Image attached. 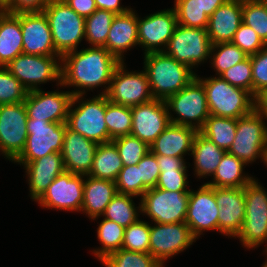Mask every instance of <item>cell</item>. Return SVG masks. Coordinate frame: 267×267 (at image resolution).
Returning <instances> with one entry per match:
<instances>
[{
  "label": "cell",
  "mask_w": 267,
  "mask_h": 267,
  "mask_svg": "<svg viewBox=\"0 0 267 267\" xmlns=\"http://www.w3.org/2000/svg\"><path fill=\"white\" fill-rule=\"evenodd\" d=\"M254 110L267 118V89L254 96Z\"/></svg>",
  "instance_id": "cell-55"
},
{
  "label": "cell",
  "mask_w": 267,
  "mask_h": 267,
  "mask_svg": "<svg viewBox=\"0 0 267 267\" xmlns=\"http://www.w3.org/2000/svg\"><path fill=\"white\" fill-rule=\"evenodd\" d=\"M237 128V119L210 115L199 132L226 152L230 149Z\"/></svg>",
  "instance_id": "cell-33"
},
{
  "label": "cell",
  "mask_w": 267,
  "mask_h": 267,
  "mask_svg": "<svg viewBox=\"0 0 267 267\" xmlns=\"http://www.w3.org/2000/svg\"><path fill=\"white\" fill-rule=\"evenodd\" d=\"M112 142L117 147L123 166L137 165L150 150L145 142L132 135L117 137Z\"/></svg>",
  "instance_id": "cell-42"
},
{
  "label": "cell",
  "mask_w": 267,
  "mask_h": 267,
  "mask_svg": "<svg viewBox=\"0 0 267 267\" xmlns=\"http://www.w3.org/2000/svg\"><path fill=\"white\" fill-rule=\"evenodd\" d=\"M257 181L253 179L243 187L245 220L236 236L248 249L267 242V192Z\"/></svg>",
  "instance_id": "cell-6"
},
{
  "label": "cell",
  "mask_w": 267,
  "mask_h": 267,
  "mask_svg": "<svg viewBox=\"0 0 267 267\" xmlns=\"http://www.w3.org/2000/svg\"><path fill=\"white\" fill-rule=\"evenodd\" d=\"M114 181L94 178L87 175L84 181V193L81 211L91 219H98L103 215L107 205L117 194Z\"/></svg>",
  "instance_id": "cell-28"
},
{
  "label": "cell",
  "mask_w": 267,
  "mask_h": 267,
  "mask_svg": "<svg viewBox=\"0 0 267 267\" xmlns=\"http://www.w3.org/2000/svg\"><path fill=\"white\" fill-rule=\"evenodd\" d=\"M73 95L70 91H28L24 101L27 117L50 123H66Z\"/></svg>",
  "instance_id": "cell-17"
},
{
  "label": "cell",
  "mask_w": 267,
  "mask_h": 267,
  "mask_svg": "<svg viewBox=\"0 0 267 267\" xmlns=\"http://www.w3.org/2000/svg\"><path fill=\"white\" fill-rule=\"evenodd\" d=\"M105 267H163L150 253L120 249L101 261Z\"/></svg>",
  "instance_id": "cell-41"
},
{
  "label": "cell",
  "mask_w": 267,
  "mask_h": 267,
  "mask_svg": "<svg viewBox=\"0 0 267 267\" xmlns=\"http://www.w3.org/2000/svg\"><path fill=\"white\" fill-rule=\"evenodd\" d=\"M98 143L71 130L66 124L61 151L65 171L87 176L92 168Z\"/></svg>",
  "instance_id": "cell-23"
},
{
  "label": "cell",
  "mask_w": 267,
  "mask_h": 267,
  "mask_svg": "<svg viewBox=\"0 0 267 267\" xmlns=\"http://www.w3.org/2000/svg\"><path fill=\"white\" fill-rule=\"evenodd\" d=\"M23 53L61 56L54 47L53 38L44 12L20 13Z\"/></svg>",
  "instance_id": "cell-21"
},
{
  "label": "cell",
  "mask_w": 267,
  "mask_h": 267,
  "mask_svg": "<svg viewBox=\"0 0 267 267\" xmlns=\"http://www.w3.org/2000/svg\"><path fill=\"white\" fill-rule=\"evenodd\" d=\"M227 0H201L202 10L210 17L212 13Z\"/></svg>",
  "instance_id": "cell-56"
},
{
  "label": "cell",
  "mask_w": 267,
  "mask_h": 267,
  "mask_svg": "<svg viewBox=\"0 0 267 267\" xmlns=\"http://www.w3.org/2000/svg\"><path fill=\"white\" fill-rule=\"evenodd\" d=\"M244 165L246 164L242 160L225 152L213 174V181L206 184L211 187L243 188L254 179L242 175Z\"/></svg>",
  "instance_id": "cell-31"
},
{
  "label": "cell",
  "mask_w": 267,
  "mask_h": 267,
  "mask_svg": "<svg viewBox=\"0 0 267 267\" xmlns=\"http://www.w3.org/2000/svg\"><path fill=\"white\" fill-rule=\"evenodd\" d=\"M124 62L115 69L107 93V99L117 105L137 106L152 101L146 72H127Z\"/></svg>",
  "instance_id": "cell-13"
},
{
  "label": "cell",
  "mask_w": 267,
  "mask_h": 267,
  "mask_svg": "<svg viewBox=\"0 0 267 267\" xmlns=\"http://www.w3.org/2000/svg\"><path fill=\"white\" fill-rule=\"evenodd\" d=\"M160 172L163 170H187L184 158L156 155Z\"/></svg>",
  "instance_id": "cell-52"
},
{
  "label": "cell",
  "mask_w": 267,
  "mask_h": 267,
  "mask_svg": "<svg viewBox=\"0 0 267 267\" xmlns=\"http://www.w3.org/2000/svg\"><path fill=\"white\" fill-rule=\"evenodd\" d=\"M264 116L255 110L237 119L235 139L227 151L245 164L254 162L261 157L266 164L267 126Z\"/></svg>",
  "instance_id": "cell-8"
},
{
  "label": "cell",
  "mask_w": 267,
  "mask_h": 267,
  "mask_svg": "<svg viewBox=\"0 0 267 267\" xmlns=\"http://www.w3.org/2000/svg\"><path fill=\"white\" fill-rule=\"evenodd\" d=\"M114 16L113 12L97 9L85 18V40L92 47L105 46Z\"/></svg>",
  "instance_id": "cell-37"
},
{
  "label": "cell",
  "mask_w": 267,
  "mask_h": 267,
  "mask_svg": "<svg viewBox=\"0 0 267 267\" xmlns=\"http://www.w3.org/2000/svg\"><path fill=\"white\" fill-rule=\"evenodd\" d=\"M50 0H14L6 10L8 13L20 14L31 12H43Z\"/></svg>",
  "instance_id": "cell-51"
},
{
  "label": "cell",
  "mask_w": 267,
  "mask_h": 267,
  "mask_svg": "<svg viewBox=\"0 0 267 267\" xmlns=\"http://www.w3.org/2000/svg\"><path fill=\"white\" fill-rule=\"evenodd\" d=\"M177 25L173 8L150 14L141 20L137 16L138 43L145 48L144 54L164 52Z\"/></svg>",
  "instance_id": "cell-18"
},
{
  "label": "cell",
  "mask_w": 267,
  "mask_h": 267,
  "mask_svg": "<svg viewBox=\"0 0 267 267\" xmlns=\"http://www.w3.org/2000/svg\"><path fill=\"white\" fill-rule=\"evenodd\" d=\"M173 9L179 25L207 29L209 16L202 10L201 0H175Z\"/></svg>",
  "instance_id": "cell-38"
},
{
  "label": "cell",
  "mask_w": 267,
  "mask_h": 267,
  "mask_svg": "<svg viewBox=\"0 0 267 267\" xmlns=\"http://www.w3.org/2000/svg\"><path fill=\"white\" fill-rule=\"evenodd\" d=\"M121 62L105 47L73 50L61 56V86H75L80 90L72 95H84L85 90L105 86L100 94H106L116 67ZM83 88V89H82ZM82 90V91H81Z\"/></svg>",
  "instance_id": "cell-1"
},
{
  "label": "cell",
  "mask_w": 267,
  "mask_h": 267,
  "mask_svg": "<svg viewBox=\"0 0 267 267\" xmlns=\"http://www.w3.org/2000/svg\"><path fill=\"white\" fill-rule=\"evenodd\" d=\"M131 111L132 128L130 135L139 138L149 147L171 124L164 100L153 99L150 102L131 107Z\"/></svg>",
  "instance_id": "cell-20"
},
{
  "label": "cell",
  "mask_w": 267,
  "mask_h": 267,
  "mask_svg": "<svg viewBox=\"0 0 267 267\" xmlns=\"http://www.w3.org/2000/svg\"><path fill=\"white\" fill-rule=\"evenodd\" d=\"M97 9L113 12L115 15L128 12L131 8L120 6V0H95Z\"/></svg>",
  "instance_id": "cell-54"
},
{
  "label": "cell",
  "mask_w": 267,
  "mask_h": 267,
  "mask_svg": "<svg viewBox=\"0 0 267 267\" xmlns=\"http://www.w3.org/2000/svg\"><path fill=\"white\" fill-rule=\"evenodd\" d=\"M196 78L203 84L210 115L234 118L245 116L254 110V96L236 87L220 76Z\"/></svg>",
  "instance_id": "cell-3"
},
{
  "label": "cell",
  "mask_w": 267,
  "mask_h": 267,
  "mask_svg": "<svg viewBox=\"0 0 267 267\" xmlns=\"http://www.w3.org/2000/svg\"><path fill=\"white\" fill-rule=\"evenodd\" d=\"M210 55H213L210 56V58L212 59V62L210 63L214 67V71L216 70V75L218 76H220L229 68L246 60L249 57L245 52H243L237 45L233 44L232 42L212 45Z\"/></svg>",
  "instance_id": "cell-40"
},
{
  "label": "cell",
  "mask_w": 267,
  "mask_h": 267,
  "mask_svg": "<svg viewBox=\"0 0 267 267\" xmlns=\"http://www.w3.org/2000/svg\"><path fill=\"white\" fill-rule=\"evenodd\" d=\"M5 12V10L0 6V16Z\"/></svg>",
  "instance_id": "cell-58"
},
{
  "label": "cell",
  "mask_w": 267,
  "mask_h": 267,
  "mask_svg": "<svg viewBox=\"0 0 267 267\" xmlns=\"http://www.w3.org/2000/svg\"><path fill=\"white\" fill-rule=\"evenodd\" d=\"M189 197L190 191H166L157 187L150 188L141 197L137 209L145 213L154 223L185 222Z\"/></svg>",
  "instance_id": "cell-9"
},
{
  "label": "cell",
  "mask_w": 267,
  "mask_h": 267,
  "mask_svg": "<svg viewBox=\"0 0 267 267\" xmlns=\"http://www.w3.org/2000/svg\"><path fill=\"white\" fill-rule=\"evenodd\" d=\"M165 103L168 112L172 110L178 116L173 118L169 113L171 124L190 126L199 131L210 116L204 86L197 78L168 97Z\"/></svg>",
  "instance_id": "cell-7"
},
{
  "label": "cell",
  "mask_w": 267,
  "mask_h": 267,
  "mask_svg": "<svg viewBox=\"0 0 267 267\" xmlns=\"http://www.w3.org/2000/svg\"><path fill=\"white\" fill-rule=\"evenodd\" d=\"M150 225L138 219L124 230L122 249L149 253Z\"/></svg>",
  "instance_id": "cell-43"
},
{
  "label": "cell",
  "mask_w": 267,
  "mask_h": 267,
  "mask_svg": "<svg viewBox=\"0 0 267 267\" xmlns=\"http://www.w3.org/2000/svg\"><path fill=\"white\" fill-rule=\"evenodd\" d=\"M82 96H73L68 111L67 126L98 144L109 142V134L105 122L106 95L98 94L91 100L84 101ZM76 103L79 106L73 109L72 107Z\"/></svg>",
  "instance_id": "cell-5"
},
{
  "label": "cell",
  "mask_w": 267,
  "mask_h": 267,
  "mask_svg": "<svg viewBox=\"0 0 267 267\" xmlns=\"http://www.w3.org/2000/svg\"><path fill=\"white\" fill-rule=\"evenodd\" d=\"M27 93L26 88L8 69L0 66V105L24 102Z\"/></svg>",
  "instance_id": "cell-44"
},
{
  "label": "cell",
  "mask_w": 267,
  "mask_h": 267,
  "mask_svg": "<svg viewBox=\"0 0 267 267\" xmlns=\"http://www.w3.org/2000/svg\"><path fill=\"white\" fill-rule=\"evenodd\" d=\"M84 175L64 171L48 186L37 201L41 207L66 211H81L84 193Z\"/></svg>",
  "instance_id": "cell-16"
},
{
  "label": "cell",
  "mask_w": 267,
  "mask_h": 267,
  "mask_svg": "<svg viewBox=\"0 0 267 267\" xmlns=\"http://www.w3.org/2000/svg\"><path fill=\"white\" fill-rule=\"evenodd\" d=\"M215 199L219 206L218 231L236 237L245 220L244 188L215 187Z\"/></svg>",
  "instance_id": "cell-22"
},
{
  "label": "cell",
  "mask_w": 267,
  "mask_h": 267,
  "mask_svg": "<svg viewBox=\"0 0 267 267\" xmlns=\"http://www.w3.org/2000/svg\"><path fill=\"white\" fill-rule=\"evenodd\" d=\"M252 68V95L267 89V45L250 56Z\"/></svg>",
  "instance_id": "cell-48"
},
{
  "label": "cell",
  "mask_w": 267,
  "mask_h": 267,
  "mask_svg": "<svg viewBox=\"0 0 267 267\" xmlns=\"http://www.w3.org/2000/svg\"><path fill=\"white\" fill-rule=\"evenodd\" d=\"M197 133L193 127L170 124L151 144L150 151L155 155L184 158L191 152Z\"/></svg>",
  "instance_id": "cell-27"
},
{
  "label": "cell",
  "mask_w": 267,
  "mask_h": 267,
  "mask_svg": "<svg viewBox=\"0 0 267 267\" xmlns=\"http://www.w3.org/2000/svg\"><path fill=\"white\" fill-rule=\"evenodd\" d=\"M80 16L87 18L97 10L95 0H65Z\"/></svg>",
  "instance_id": "cell-53"
},
{
  "label": "cell",
  "mask_w": 267,
  "mask_h": 267,
  "mask_svg": "<svg viewBox=\"0 0 267 267\" xmlns=\"http://www.w3.org/2000/svg\"><path fill=\"white\" fill-rule=\"evenodd\" d=\"M242 22L267 45V0H242Z\"/></svg>",
  "instance_id": "cell-39"
},
{
  "label": "cell",
  "mask_w": 267,
  "mask_h": 267,
  "mask_svg": "<svg viewBox=\"0 0 267 267\" xmlns=\"http://www.w3.org/2000/svg\"><path fill=\"white\" fill-rule=\"evenodd\" d=\"M13 2L14 0H0V6L6 11Z\"/></svg>",
  "instance_id": "cell-57"
},
{
  "label": "cell",
  "mask_w": 267,
  "mask_h": 267,
  "mask_svg": "<svg viewBox=\"0 0 267 267\" xmlns=\"http://www.w3.org/2000/svg\"><path fill=\"white\" fill-rule=\"evenodd\" d=\"M123 167L116 145L112 141L101 143L96 149L93 165L88 175L115 182Z\"/></svg>",
  "instance_id": "cell-32"
},
{
  "label": "cell",
  "mask_w": 267,
  "mask_h": 267,
  "mask_svg": "<svg viewBox=\"0 0 267 267\" xmlns=\"http://www.w3.org/2000/svg\"><path fill=\"white\" fill-rule=\"evenodd\" d=\"M65 131L66 123L27 118L26 145L14 162L29 163L54 152L61 153Z\"/></svg>",
  "instance_id": "cell-11"
},
{
  "label": "cell",
  "mask_w": 267,
  "mask_h": 267,
  "mask_svg": "<svg viewBox=\"0 0 267 267\" xmlns=\"http://www.w3.org/2000/svg\"><path fill=\"white\" fill-rule=\"evenodd\" d=\"M242 23V0H227L209 17L207 33L212 45L232 42Z\"/></svg>",
  "instance_id": "cell-25"
},
{
  "label": "cell",
  "mask_w": 267,
  "mask_h": 267,
  "mask_svg": "<svg viewBox=\"0 0 267 267\" xmlns=\"http://www.w3.org/2000/svg\"><path fill=\"white\" fill-rule=\"evenodd\" d=\"M187 170H163L157 180V188L166 191H190L187 189Z\"/></svg>",
  "instance_id": "cell-50"
},
{
  "label": "cell",
  "mask_w": 267,
  "mask_h": 267,
  "mask_svg": "<svg viewBox=\"0 0 267 267\" xmlns=\"http://www.w3.org/2000/svg\"><path fill=\"white\" fill-rule=\"evenodd\" d=\"M43 12L48 19L55 50L61 56L77 50L85 38V18L65 1L50 0Z\"/></svg>",
  "instance_id": "cell-4"
},
{
  "label": "cell",
  "mask_w": 267,
  "mask_h": 267,
  "mask_svg": "<svg viewBox=\"0 0 267 267\" xmlns=\"http://www.w3.org/2000/svg\"><path fill=\"white\" fill-rule=\"evenodd\" d=\"M185 222L150 225L149 253L163 266L165 260L183 252L195 242Z\"/></svg>",
  "instance_id": "cell-15"
},
{
  "label": "cell",
  "mask_w": 267,
  "mask_h": 267,
  "mask_svg": "<svg viewBox=\"0 0 267 267\" xmlns=\"http://www.w3.org/2000/svg\"><path fill=\"white\" fill-rule=\"evenodd\" d=\"M125 228L114 221L104 218L97 228V238L103 245L93 251L100 261L110 253L122 249Z\"/></svg>",
  "instance_id": "cell-34"
},
{
  "label": "cell",
  "mask_w": 267,
  "mask_h": 267,
  "mask_svg": "<svg viewBox=\"0 0 267 267\" xmlns=\"http://www.w3.org/2000/svg\"><path fill=\"white\" fill-rule=\"evenodd\" d=\"M23 53L20 14L4 12L0 16V66L5 67Z\"/></svg>",
  "instance_id": "cell-29"
},
{
  "label": "cell",
  "mask_w": 267,
  "mask_h": 267,
  "mask_svg": "<svg viewBox=\"0 0 267 267\" xmlns=\"http://www.w3.org/2000/svg\"><path fill=\"white\" fill-rule=\"evenodd\" d=\"M60 60L61 56L31 55L22 53L5 67L27 91H32L39 89L37 85L52 80H56L58 82L57 85L61 84Z\"/></svg>",
  "instance_id": "cell-10"
},
{
  "label": "cell",
  "mask_w": 267,
  "mask_h": 267,
  "mask_svg": "<svg viewBox=\"0 0 267 267\" xmlns=\"http://www.w3.org/2000/svg\"><path fill=\"white\" fill-rule=\"evenodd\" d=\"M105 122L109 142L117 137L130 135L132 128L131 107L114 104L106 97Z\"/></svg>",
  "instance_id": "cell-35"
},
{
  "label": "cell",
  "mask_w": 267,
  "mask_h": 267,
  "mask_svg": "<svg viewBox=\"0 0 267 267\" xmlns=\"http://www.w3.org/2000/svg\"><path fill=\"white\" fill-rule=\"evenodd\" d=\"M117 192L142 197V179L138 165L124 166L115 181Z\"/></svg>",
  "instance_id": "cell-45"
},
{
  "label": "cell",
  "mask_w": 267,
  "mask_h": 267,
  "mask_svg": "<svg viewBox=\"0 0 267 267\" xmlns=\"http://www.w3.org/2000/svg\"><path fill=\"white\" fill-rule=\"evenodd\" d=\"M225 150L202 135L199 131L195 136L191 154L194 158L195 174L199 178L212 176L217 169Z\"/></svg>",
  "instance_id": "cell-30"
},
{
  "label": "cell",
  "mask_w": 267,
  "mask_h": 267,
  "mask_svg": "<svg viewBox=\"0 0 267 267\" xmlns=\"http://www.w3.org/2000/svg\"><path fill=\"white\" fill-rule=\"evenodd\" d=\"M136 45H139L137 15L131 8L126 13L114 16L104 47L120 62H124V51Z\"/></svg>",
  "instance_id": "cell-26"
},
{
  "label": "cell",
  "mask_w": 267,
  "mask_h": 267,
  "mask_svg": "<svg viewBox=\"0 0 267 267\" xmlns=\"http://www.w3.org/2000/svg\"><path fill=\"white\" fill-rule=\"evenodd\" d=\"M219 206L216 204L215 187L204 183L198 191L190 190L185 223L198 239L205 230H218Z\"/></svg>",
  "instance_id": "cell-19"
},
{
  "label": "cell",
  "mask_w": 267,
  "mask_h": 267,
  "mask_svg": "<svg viewBox=\"0 0 267 267\" xmlns=\"http://www.w3.org/2000/svg\"><path fill=\"white\" fill-rule=\"evenodd\" d=\"M140 179H142V196L150 189L155 188L160 175L157 157L150 150L138 162Z\"/></svg>",
  "instance_id": "cell-49"
},
{
  "label": "cell",
  "mask_w": 267,
  "mask_h": 267,
  "mask_svg": "<svg viewBox=\"0 0 267 267\" xmlns=\"http://www.w3.org/2000/svg\"><path fill=\"white\" fill-rule=\"evenodd\" d=\"M22 164L28 175L31 198L38 201L48 189L54 179L62 174L64 169L61 153L54 152L29 163Z\"/></svg>",
  "instance_id": "cell-24"
},
{
  "label": "cell",
  "mask_w": 267,
  "mask_h": 267,
  "mask_svg": "<svg viewBox=\"0 0 267 267\" xmlns=\"http://www.w3.org/2000/svg\"><path fill=\"white\" fill-rule=\"evenodd\" d=\"M220 77L233 86L245 89L252 94V68L250 56L223 72Z\"/></svg>",
  "instance_id": "cell-46"
},
{
  "label": "cell",
  "mask_w": 267,
  "mask_h": 267,
  "mask_svg": "<svg viewBox=\"0 0 267 267\" xmlns=\"http://www.w3.org/2000/svg\"><path fill=\"white\" fill-rule=\"evenodd\" d=\"M232 43L237 45L248 56L256 54L266 46L258 34L243 22L235 32Z\"/></svg>",
  "instance_id": "cell-47"
},
{
  "label": "cell",
  "mask_w": 267,
  "mask_h": 267,
  "mask_svg": "<svg viewBox=\"0 0 267 267\" xmlns=\"http://www.w3.org/2000/svg\"><path fill=\"white\" fill-rule=\"evenodd\" d=\"M211 47L207 29L178 24L164 52L193 69V66L210 58Z\"/></svg>",
  "instance_id": "cell-12"
},
{
  "label": "cell",
  "mask_w": 267,
  "mask_h": 267,
  "mask_svg": "<svg viewBox=\"0 0 267 267\" xmlns=\"http://www.w3.org/2000/svg\"><path fill=\"white\" fill-rule=\"evenodd\" d=\"M133 197L135 196L117 193L107 205L103 217L116 222L124 228L135 223L139 219V211L134 205Z\"/></svg>",
  "instance_id": "cell-36"
},
{
  "label": "cell",
  "mask_w": 267,
  "mask_h": 267,
  "mask_svg": "<svg viewBox=\"0 0 267 267\" xmlns=\"http://www.w3.org/2000/svg\"><path fill=\"white\" fill-rule=\"evenodd\" d=\"M27 118L24 102L0 105V152L12 162L26 145Z\"/></svg>",
  "instance_id": "cell-14"
},
{
  "label": "cell",
  "mask_w": 267,
  "mask_h": 267,
  "mask_svg": "<svg viewBox=\"0 0 267 267\" xmlns=\"http://www.w3.org/2000/svg\"><path fill=\"white\" fill-rule=\"evenodd\" d=\"M144 71L148 77L152 97L164 101L196 78V73L191 68L165 52L145 54Z\"/></svg>",
  "instance_id": "cell-2"
}]
</instances>
